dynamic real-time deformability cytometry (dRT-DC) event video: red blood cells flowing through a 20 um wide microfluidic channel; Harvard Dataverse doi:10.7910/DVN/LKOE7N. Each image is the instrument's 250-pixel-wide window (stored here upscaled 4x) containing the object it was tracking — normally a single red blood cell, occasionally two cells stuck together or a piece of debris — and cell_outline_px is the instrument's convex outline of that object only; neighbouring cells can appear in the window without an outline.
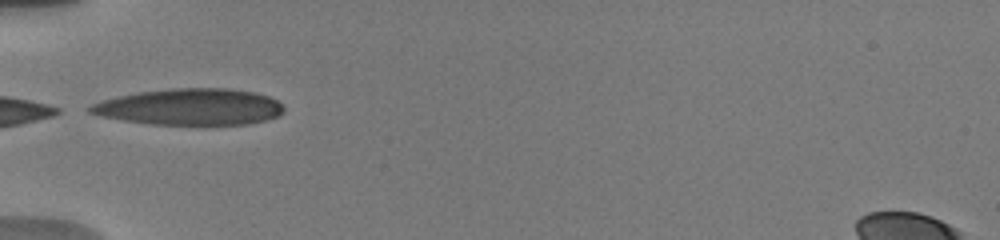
{"species": "human", "species_latin": "Homo sapiens", "temperature_condition": "warm", "stored_images_in_passage": 18, "camera_frame_rate_fps": 3000, "um_per_image_px": 0.085, "donor": {"sex": "male"}, "frame": {"image": 1, "passage_image": 1, "time_ms": 0.0, "image_size_px": [1000, 240], "cell_outline_px": [[284, 112], [280, 116], [248, 124], [152, 124], [124, 120], [100, 116], [88, 112], [88, 108], [92, 104], [104, 100], [136, 92], [172, 88], [228, 88], [256, 92], [268, 96], [276, 100], [284, 108]], "centroid_in_image_um": [16.18, 9.08], "position_along_channel_um": 68.8, "area_um2": 40.92}}
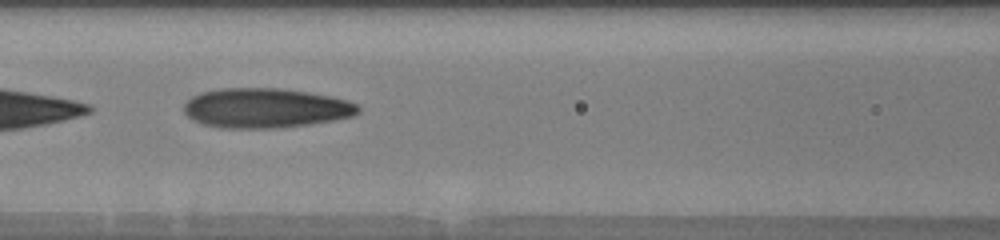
{"frame": {"image": 2, "passage_image": 5, "time_ms": 2.0, "image_size_px": [1000, 240], "cell_outline_px": [[360, 112], [352, 116], [336, 120], [308, 124], [276, 128], [220, 128], [204, 124], [192, 120], [184, 112], [184, 104], [192, 96], [200, 92], [220, 88], [280, 88], [308, 92], [332, 96], [348, 100], [356, 104], [360, 108]], "centroid_in_image_um": [22.57, 9.18], "position_along_channel_um": 144.0, "area_um2": 40.52}}
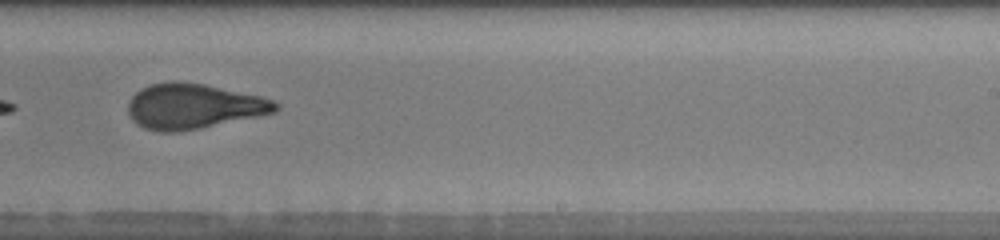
{"frame": {"image": 3, "passage_image": 16, "time_ms": 5.333, "image_size_px": [1000, 240], "cell_outline_px": [[280, 108], [276, 112], [200, 128], [176, 132], [160, 132], [144, 128], [136, 124], [132, 120], [128, 112], [128, 100], [140, 88], [152, 84], [168, 80], [176, 80], [204, 84], [260, 96], [276, 100], [280, 104]], "centroid_in_image_um": [16.43, 9.02], "position_along_channel_um": 272.6, "area_um2": 39.07}}